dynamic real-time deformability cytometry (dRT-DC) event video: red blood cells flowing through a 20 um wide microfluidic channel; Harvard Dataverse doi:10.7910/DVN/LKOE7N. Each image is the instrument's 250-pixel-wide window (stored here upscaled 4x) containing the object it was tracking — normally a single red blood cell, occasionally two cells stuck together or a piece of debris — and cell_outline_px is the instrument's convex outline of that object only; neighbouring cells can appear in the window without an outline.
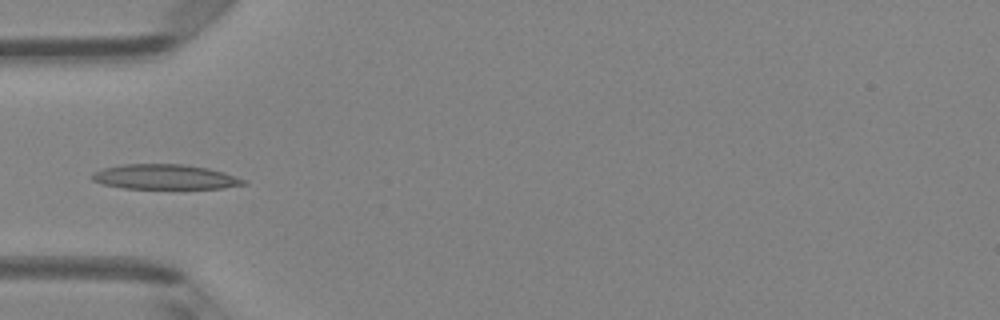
{"species": "Egyptian fruit bat (a non-hibernating species)", "species_latin": "Rousettus aegyptiacus", "temperature_condition": "room temperature", "stored_images_in_passage": 6, "camera_frame_rate_fps": 3000, "um_per_image_px": 0.085, "animal": {"sex": "female"}, "frame": {"image": 1, "passage_image": 4, "time_ms": 4.333, "image_size_px": [1000, 320], "cell_outline_px": [[248, 184], [220, 188], [124, 188], [104, 184], [92, 180], [92, 172], [104, 168], [120, 164], [184, 164], [208, 168], [224, 172], [236, 176], [244, 180]], "centroid_in_image_um": [14.01, 15.02], "position_along_channel_um": 71.0, "area_um2": 21.85}}
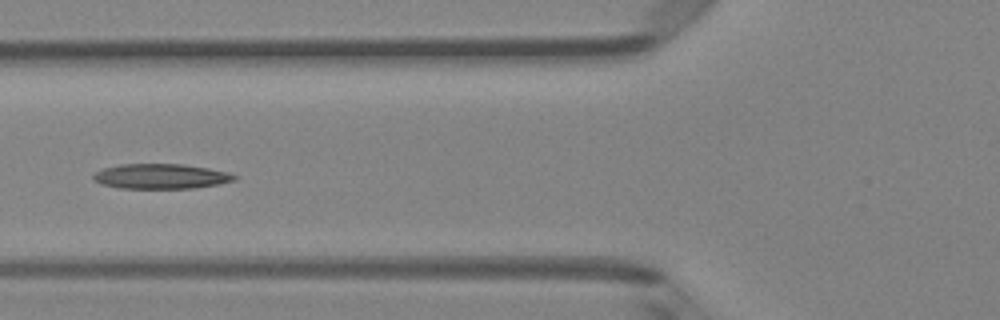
{"frame": {"image": 2, "passage_image": 5, "time_ms": 5.333, "image_size_px": [1000, 320], "cell_outline_px": [[236, 180], [220, 184], [192, 188], [120, 188], [104, 184], [92, 180], [92, 176], [96, 172], [104, 168], [120, 164], [184, 164], [208, 168], [228, 172], [236, 176]], "centroid_in_image_um": [13.69, 14.98], "position_along_channel_um": 112.1, "area_um2": 20.46}}
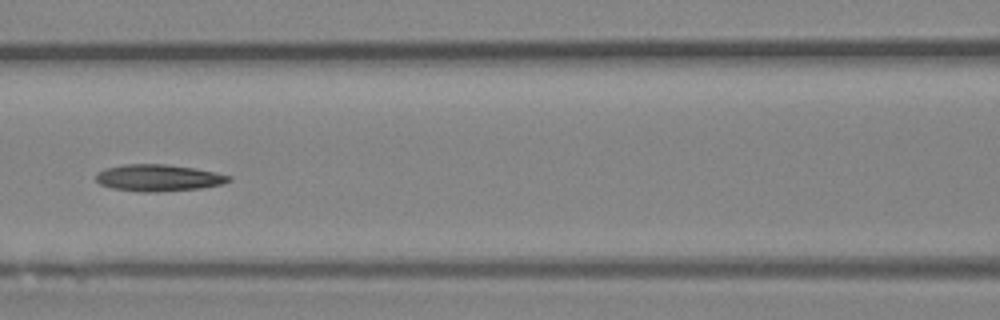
{"frame": {"image": 3, "passage_image": 6, "time_ms": 6.333, "image_size_px": [1000, 320], "cell_outline_px": [[232, 180], [220, 184], [200, 188], [156, 192], [140, 192], [112, 188], [100, 184], [96, 180], [96, 172], [104, 168], [124, 164], [168, 164], [196, 168], [232, 176]], "centroid_in_image_um": [13.44, 15.11], "position_along_channel_um": 153.2, "area_um2": 20.81}}